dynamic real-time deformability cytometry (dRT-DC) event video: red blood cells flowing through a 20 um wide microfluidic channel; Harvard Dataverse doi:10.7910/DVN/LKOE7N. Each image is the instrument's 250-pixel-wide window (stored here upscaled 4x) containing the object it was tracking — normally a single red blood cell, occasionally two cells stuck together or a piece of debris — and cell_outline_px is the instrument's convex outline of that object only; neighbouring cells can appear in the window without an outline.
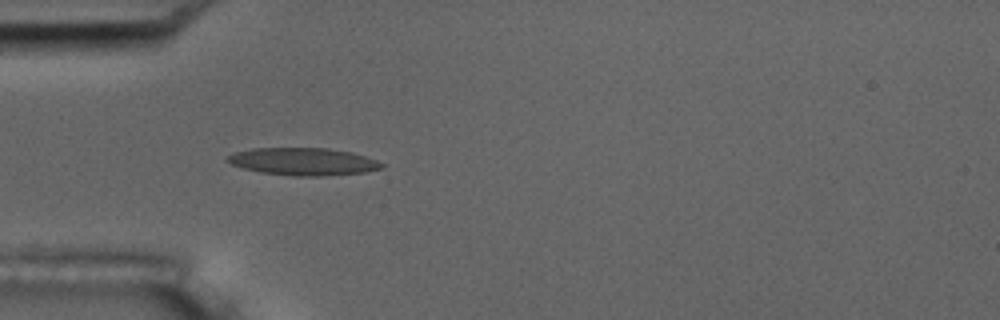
{"species": "common noctule bat (a hibernating species)", "species_latin": "Nyctalus noctula", "temperature_condition": "room temperature", "stored_images_in_passage": 5, "camera_frame_rate_fps": 3000, "um_per_image_px": 0.085, "animal": {"sex": "male", "body_mass_g": 17.5, "forearm_length_mm": 52.3}, "frame": {"image": 1, "passage_image": 5, "time_ms": 1.333, "image_size_px": [1000, 320], "cell_outline_px": [[384, 168], [364, 172], [320, 176], [292, 176], [260, 172], [244, 168], [232, 164], [224, 160], [224, 156], [232, 152], [252, 148], [328, 148], [352, 152], [376, 160], [384, 164]], "centroid_in_image_um": [25.72, 13.72], "position_along_channel_um": 59.3, "area_um2": 24.85}}